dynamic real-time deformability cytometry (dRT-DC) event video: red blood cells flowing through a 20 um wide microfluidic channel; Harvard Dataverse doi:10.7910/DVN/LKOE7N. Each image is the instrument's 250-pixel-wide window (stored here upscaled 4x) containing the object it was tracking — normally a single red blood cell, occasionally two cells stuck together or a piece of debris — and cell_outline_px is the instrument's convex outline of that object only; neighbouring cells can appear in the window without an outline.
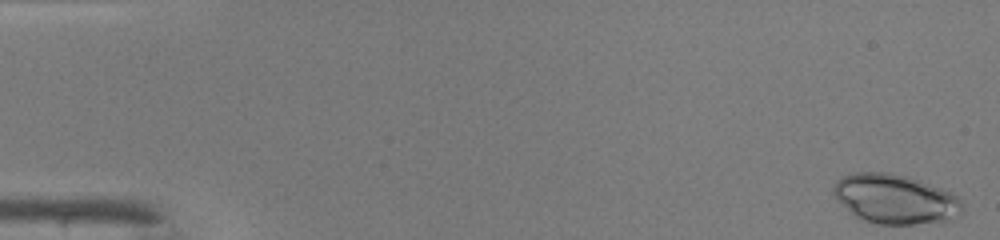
{"species": "common noctule bat (a hibernating species)", "species_latin": "Nyctalus noctula", "temperature_condition": "warm", "stored_images_in_passage": 47, "camera_frame_rate_fps": 3000, "um_per_image_px": 0.085, "animal": {"sex": "male", "body_mass_g": 19.0, "forearm_length_mm": 50.8}, "frame": {"image": 1, "passage_image": 1, "time_ms": 0.0, "image_size_px": [1000, 240], "cell_outline_px": [[964, 212], [960, 216], [940, 224], [876, 224], [864, 220], [856, 216], [836, 200], [832, 192], [832, 188], [836, 180], [852, 172], [884, 172], [908, 176], [920, 180], [940, 188], [956, 196], [964, 208]], "centroid_in_image_um": [76.11, 16.93], "position_along_channel_um": 8.9, "area_um2": 37.63}}
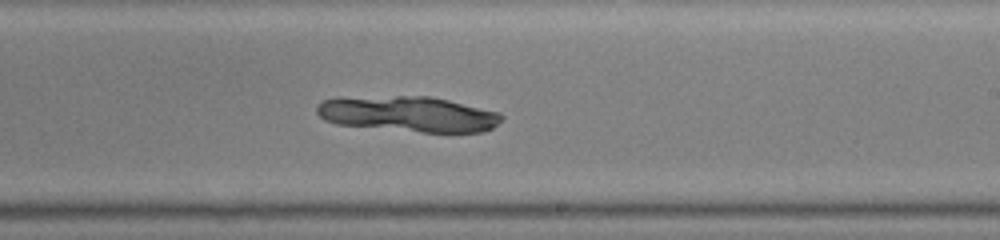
{"frame": {"image": 2, "passage_image": 29, "time_ms": 9.333, "image_size_px": [1000, 240], "cell_outline_px": [[504, 120], [492, 128], [484, 132], [420, 132], [336, 124], [324, 120], [316, 112], [316, 104], [324, 100], [340, 96], [428, 96], [448, 100], [500, 112], [504, 116]], "centroid_in_image_um": [34.69, 9.68], "position_along_channel_um": 254.3, "area_um2": 38.73}}
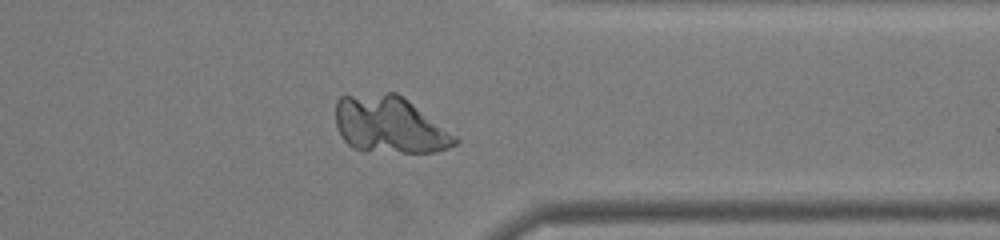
{"frame": {"image": 3, "passage_image": 38, "time_ms": 12.333, "image_size_px": [1000, 240], "cell_outline_px": [[460, 140], [456, 144], [448, 148], [436, 152], [364, 152], [352, 148], [344, 140], [336, 124], [336, 100], [340, 96], [388, 92], [396, 92], [408, 100], [456, 136]], "centroid_in_image_um": [33.09, 10.62], "position_along_channel_um": 378.3, "area_um2": 39.59}}